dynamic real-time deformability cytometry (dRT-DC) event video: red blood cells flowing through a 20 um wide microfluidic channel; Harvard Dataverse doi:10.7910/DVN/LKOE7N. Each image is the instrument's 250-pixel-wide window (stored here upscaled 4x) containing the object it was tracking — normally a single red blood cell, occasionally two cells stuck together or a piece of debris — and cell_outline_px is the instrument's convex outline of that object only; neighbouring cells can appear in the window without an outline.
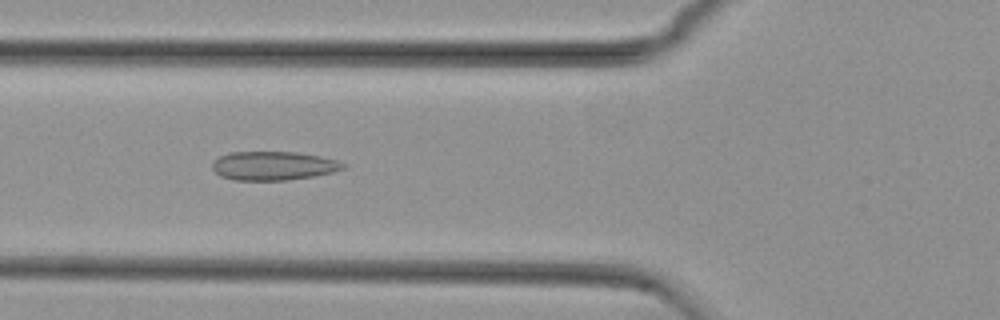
{"species": "common noctule bat (a hibernating species)", "species_latin": "Nyctalus noctula", "temperature_condition": "cold", "stored_images_in_passage": 52, "camera_frame_rate_fps": 3000, "um_per_image_px": 0.085, "animal": {"sex": "female", "body_mass_g": 29.2, "forearm_length_mm": 56.3}, "frame": {"image": 1, "passage_image": 18, "time_ms": 5.667, "image_size_px": [1000, 320], "cell_outline_px": [[348, 168], [332, 172], [312, 176], [288, 180], [236, 180], [220, 176], [212, 168], [212, 160], [228, 152], [296, 152], [336, 160], [348, 164]], "centroid_in_image_um": [23.23, 14.09], "position_along_channel_um": 102.6, "area_um2": 21.96}}
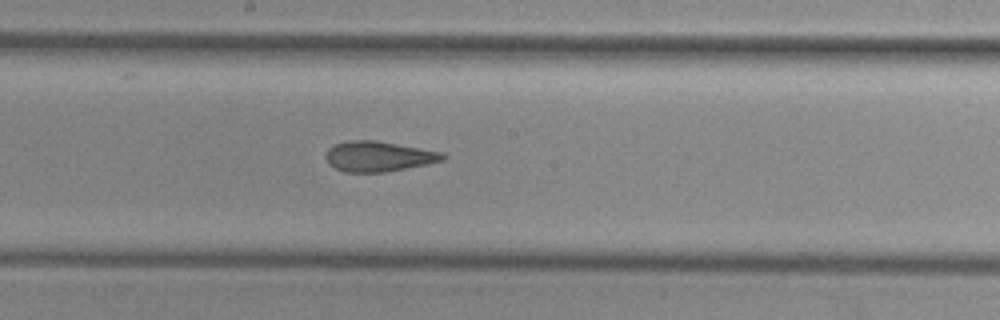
{"frame": {"image": 2, "passage_image": 27, "time_ms": 8.667, "image_size_px": [1000, 320], "cell_outline_px": [[448, 156], [444, 160], [428, 164], [388, 172], [344, 172], [328, 164], [324, 156], [328, 148], [336, 144], [348, 140], [376, 140], [444, 152]], "centroid_in_image_um": [32.2, 13.29], "position_along_channel_um": 216.0, "area_um2": 20.92}}
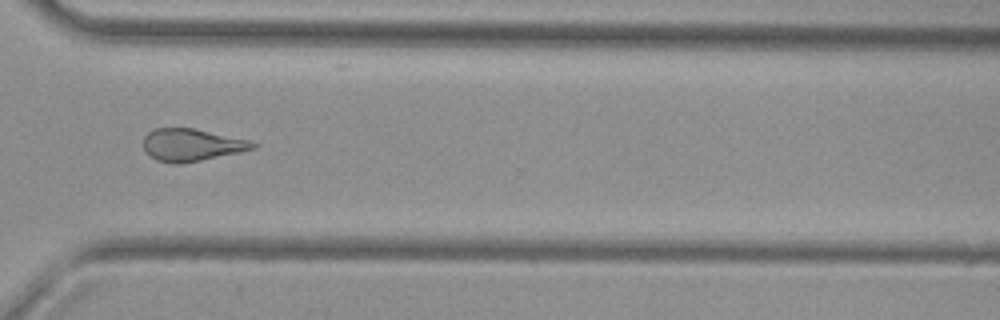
{"frame": {"image": 3, "passage_image": 38, "time_ms": 12.333, "image_size_px": [1000, 320], "cell_outline_px": [[260, 144], [256, 148], [240, 152], [180, 164], [172, 164], [156, 160], [148, 156], [144, 152], [144, 136], [152, 128], [192, 128], [252, 140]], "centroid_in_image_um": [16.29, 12.32], "position_along_channel_um": 354.3, "area_um2": 20.92}, "authors_computed_cell_mechanics": {"area_um2": 21.6461, "velocity_mm_per_s": 3.7809, "shape_relaxation_time_tau1_ms": null, "shape_relaxation_time_tau2_ms": 1.9733, "deformation_change_tau1": null, "deformation_change_tau2": 0.1053}}